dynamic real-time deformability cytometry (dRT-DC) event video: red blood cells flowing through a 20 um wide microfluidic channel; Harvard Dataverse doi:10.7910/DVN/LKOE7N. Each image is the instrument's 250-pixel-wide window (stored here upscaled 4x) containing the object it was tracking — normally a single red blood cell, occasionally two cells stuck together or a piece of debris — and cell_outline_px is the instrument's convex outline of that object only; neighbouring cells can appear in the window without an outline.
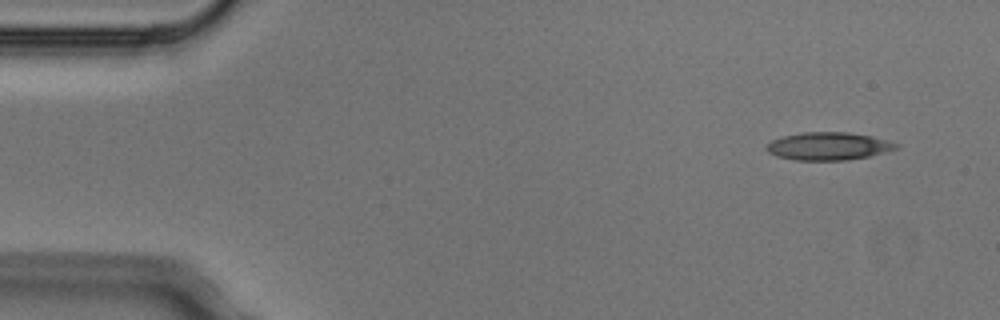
{"species": "Egyptian fruit bat (a non-hibernating species)", "species_latin": "Rousettus aegyptiacus", "temperature_condition": "cold", "stored_images_in_passage": 4, "camera_frame_rate_fps": 3000, "um_per_image_px": 0.085, "animal": {"sex": "male"}, "frame": {"image": 1, "passage_image": 1, "time_ms": 0.0, "image_size_px": [1000, 320], "cell_outline_px": [[900, 148], [868, 156], [848, 160], [796, 160], [776, 156], [768, 152], [764, 148], [772, 140], [784, 136], [800, 132], [848, 132], [872, 136], [900, 144]], "centroid_in_image_um": [70.42, 12.42], "position_along_channel_um": 14.6, "area_um2": 21.04}}
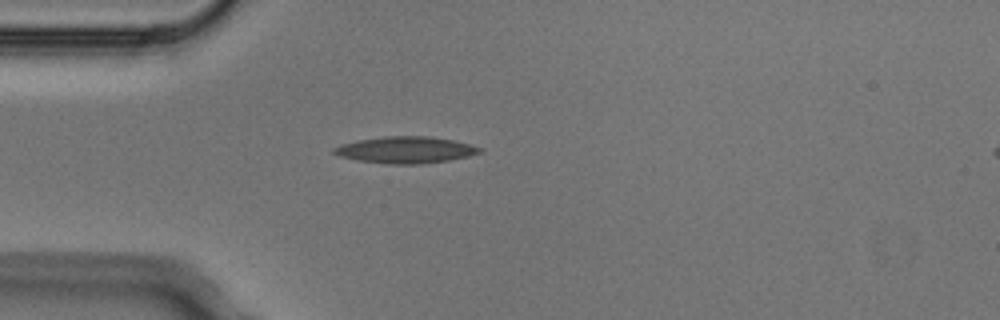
{"frame": {"image": 2, "passage_image": 4, "time_ms": 1.0, "image_size_px": [1000, 320], "cell_outline_px": [[484, 148], [480, 152], [468, 156], [448, 160], [420, 164], [388, 164], [356, 160], [340, 156], [332, 152], [332, 148], [340, 144], [360, 140], [384, 136], [428, 136], [452, 140]], "centroid_in_image_um": [34.44, 12.74], "position_along_channel_um": 50.6, "area_um2": 22.48}}